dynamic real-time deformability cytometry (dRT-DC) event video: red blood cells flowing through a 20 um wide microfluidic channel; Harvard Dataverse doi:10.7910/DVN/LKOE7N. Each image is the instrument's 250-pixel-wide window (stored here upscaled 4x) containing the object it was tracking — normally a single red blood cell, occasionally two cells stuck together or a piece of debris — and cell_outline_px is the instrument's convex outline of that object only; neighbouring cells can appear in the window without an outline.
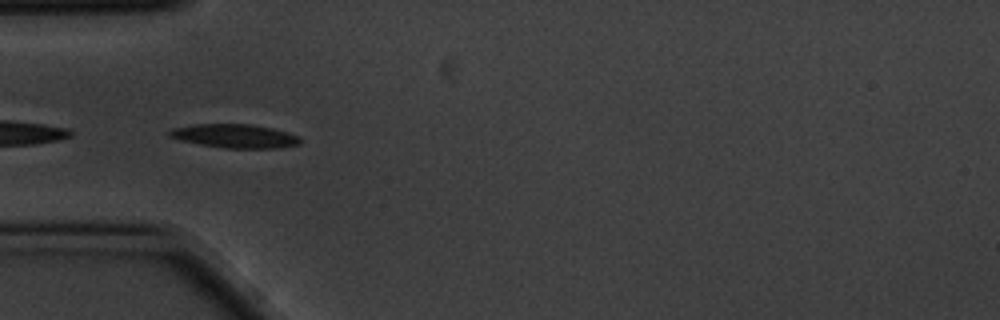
{"species": "common noctule bat (a hibernating species)", "species_latin": "Nyctalus noctula", "temperature_condition": "cold", "stored_images_in_passage": 7, "camera_frame_rate_fps": 3000, "um_per_image_px": 0.085, "animal": {"sex": "male", "body_mass_g": 20.1, "forearm_length_mm": 53.5}, "frame": {"image": 1, "passage_image": 6, "time_ms": 1.667, "image_size_px": [1000, 320], "cell_outline_px": [[300, 144], [280, 148], [224, 148], [200, 144], [180, 140], [168, 136], [168, 132], [172, 128], [192, 124], [252, 124], [272, 128], [300, 136]], "centroid_in_image_um": [19.95, 11.56], "position_along_channel_um": 65.0, "area_um2": 18.15}}